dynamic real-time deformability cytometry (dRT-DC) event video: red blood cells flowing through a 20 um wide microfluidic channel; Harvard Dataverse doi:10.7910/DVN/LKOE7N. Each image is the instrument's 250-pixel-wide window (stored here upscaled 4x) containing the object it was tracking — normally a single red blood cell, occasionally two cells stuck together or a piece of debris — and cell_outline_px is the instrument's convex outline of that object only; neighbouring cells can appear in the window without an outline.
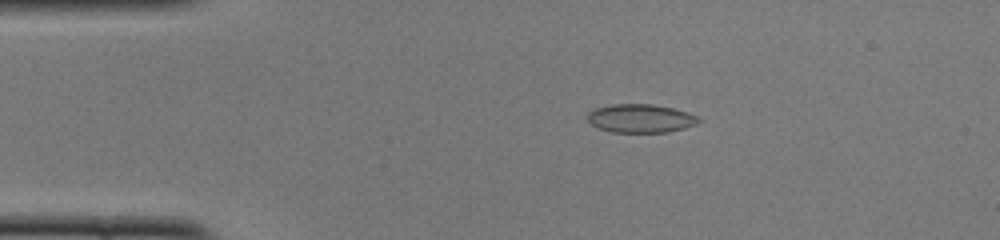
{"species": "common noctule bat (a hibernating species)", "species_latin": "Nyctalus noctula", "temperature_condition": "cold", "stored_images_in_passage": 49, "camera_frame_rate_fps": 3000, "um_per_image_px": 0.085, "animal": {"sex": "female", "body_mass_g": 22.0, "forearm_length_mm": 56.7}, "frame": {"image": 1, "passage_image": 9, "time_ms": 2.667, "image_size_px": [1000, 240], "cell_outline_px": [[704, 120], [696, 124], [684, 128], [668, 132], [612, 132], [596, 128], [588, 120], [588, 112], [596, 108], [612, 104], [652, 104], [672, 108], [688, 112], [700, 116]], "centroid_in_image_um": [54.49, 10.06], "position_along_channel_um": 30.5, "area_um2": 18.61}}
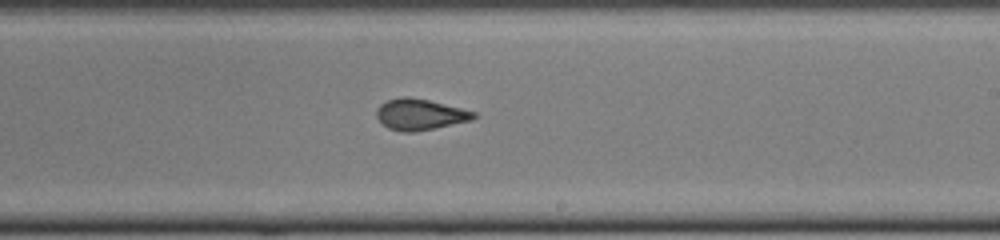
{"frame": {"image": 2, "passage_image": 29, "time_ms": 9.333, "image_size_px": [1000, 240], "cell_outline_px": [[476, 116], [472, 120], [412, 132], [400, 132], [388, 128], [376, 116], [376, 112], [380, 104], [388, 100], [400, 96], [408, 96], [428, 100], [476, 112]], "centroid_in_image_um": [35.67, 9.72], "position_along_channel_um": 253.3, "area_um2": 17.34}}
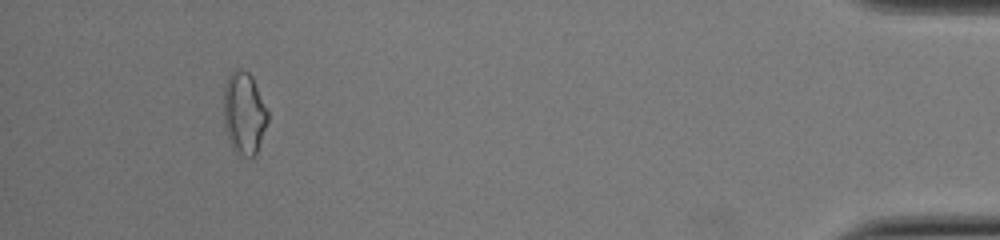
{"frame": {"image": 3, "passage_image": 46, "time_ms": 15.0, "image_size_px": [1000, 240], "cell_outline_px": [[268, 120], [256, 152], [252, 156], [240, 156], [232, 148], [224, 124], [224, 88], [228, 76], [236, 68], [240, 68], [248, 72], [252, 76], [268, 108]], "centroid_in_image_um": [20.75, 9.58], "position_along_channel_um": 414.4, "area_um2": 21.1}, "authors_computed_cell_mechanics": {"area_um2": 17.9758, "velocity_mm_per_s": 4.0059, "shape_relaxation_time_tau1_ms": null, "shape_relaxation_time_tau2_ms": 0.7846, "deformation_change_tau1": null, "deformation_change_tau2": 0.0605}}